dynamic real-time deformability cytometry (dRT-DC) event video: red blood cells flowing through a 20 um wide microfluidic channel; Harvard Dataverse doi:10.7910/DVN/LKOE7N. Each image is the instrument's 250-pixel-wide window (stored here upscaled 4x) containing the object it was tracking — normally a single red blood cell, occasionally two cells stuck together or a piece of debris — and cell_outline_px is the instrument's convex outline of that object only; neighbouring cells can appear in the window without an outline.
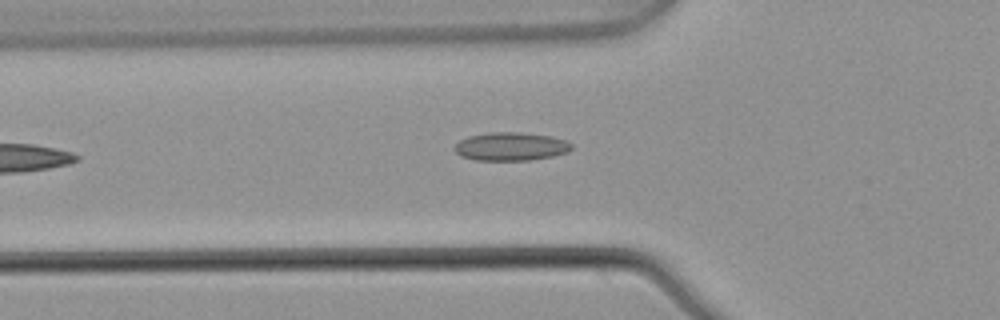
{"species": "common noctule bat (a hibernating species)", "species_latin": "Nyctalus noctula", "temperature_condition": "warm", "stored_images_in_passage": 2, "camera_frame_rate_fps": 3000, "um_per_image_px": 0.085, "animal": {"sex": "male", "body_mass_g": 21.5, "forearm_length_mm": 52.0}, "frame": {"image": 1, "passage_image": 2, "time_ms": 0.333, "image_size_px": [1000, 320], "cell_outline_px": [[572, 148], [568, 152], [552, 156], [528, 160], [476, 160], [460, 156], [452, 148], [460, 140], [468, 136], [488, 132], [520, 132], [552, 136], [568, 140], [572, 144]], "centroid_in_image_um": [43.42, 12.44], "position_along_channel_um": 82.4, "area_um2": 19.48}}